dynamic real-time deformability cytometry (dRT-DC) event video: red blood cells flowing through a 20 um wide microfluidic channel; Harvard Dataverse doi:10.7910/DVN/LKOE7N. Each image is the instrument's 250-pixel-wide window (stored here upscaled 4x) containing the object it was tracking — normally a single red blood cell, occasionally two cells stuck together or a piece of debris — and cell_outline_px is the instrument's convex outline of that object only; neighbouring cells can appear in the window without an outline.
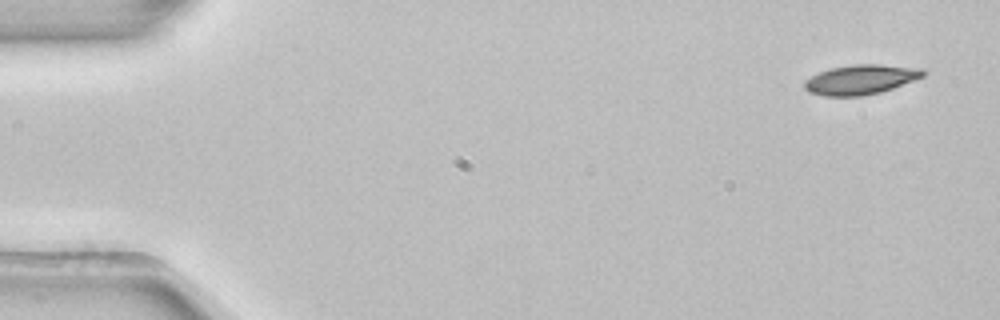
{"species": "common noctule bat (a hibernating species)", "species_latin": "Nyctalus noctula", "temperature_condition": "room temperature", "stored_images_in_passage": 51, "camera_frame_rate_fps": 3000, "um_per_image_px": 0.085, "animal": {"sex": "female", "body_mass_g": 22.7, "forearm_length_mm": 54.2}, "frame": {"image": 1, "passage_image": 1, "time_ms": 0.0, "image_size_px": [1000, 320], "cell_outline_px": [[924, 76], [892, 88], [880, 92], [864, 96], [824, 96], [808, 92], [804, 88], [804, 80], [820, 72], [832, 68], [856, 64], [880, 64], [924, 68]], "centroid_in_image_um": [73.15, 6.76], "position_along_channel_um": 11.8, "area_um2": 20.46}}
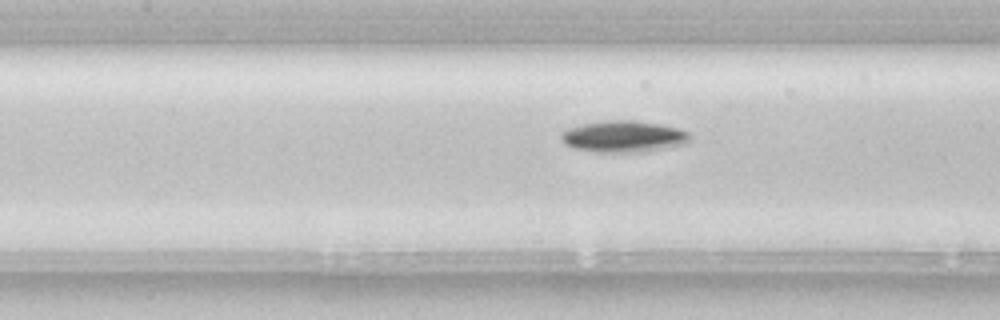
{"frame": {"image": 2, "passage_image": 22, "time_ms": 7.0, "image_size_px": [1000, 320], "cell_outline_px": [[688, 144], [644, 152], [596, 152], [572, 148], [560, 136], [560, 132], [568, 128], [580, 124], [608, 120], [632, 120], [656, 124], [676, 128], [688, 132]], "centroid_in_image_um": [52.98, 11.61], "position_along_channel_um": 154.4, "area_um2": 23.52}}
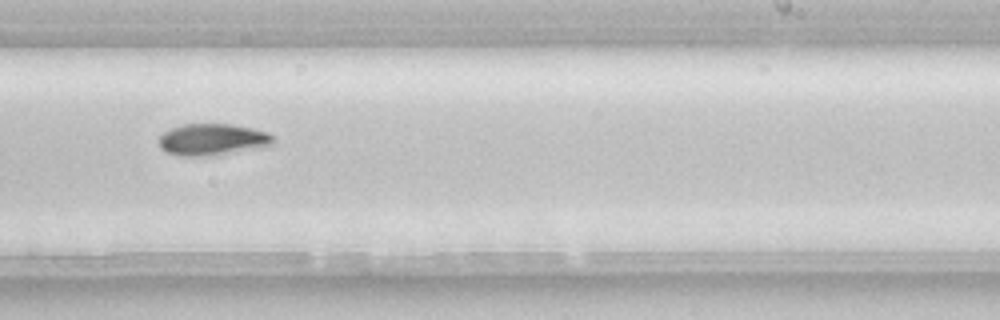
{"frame": {"image": 3, "passage_image": 31, "time_ms": 10.0, "image_size_px": [1000, 320], "cell_outline_px": [[276, 140], [272, 144], [260, 148], [220, 156], [180, 156], [164, 152], [160, 148], [160, 136], [164, 132], [172, 128], [184, 124], [232, 124], [252, 128], [268, 132]], "centroid_in_image_um": [18.09, 11.88], "position_along_channel_um": 270.9, "area_um2": 21.5}, "authors_computed_cell_mechanics": {"area_um2": 21.0392, "velocity_mm_per_s": 3.8951, "shape_relaxation_time_tau1_ms": 2.7262, "shape_relaxation_time_tau2_ms": null, "deformation_change_tau1": 0.1091, "deformation_change_tau2": null}}